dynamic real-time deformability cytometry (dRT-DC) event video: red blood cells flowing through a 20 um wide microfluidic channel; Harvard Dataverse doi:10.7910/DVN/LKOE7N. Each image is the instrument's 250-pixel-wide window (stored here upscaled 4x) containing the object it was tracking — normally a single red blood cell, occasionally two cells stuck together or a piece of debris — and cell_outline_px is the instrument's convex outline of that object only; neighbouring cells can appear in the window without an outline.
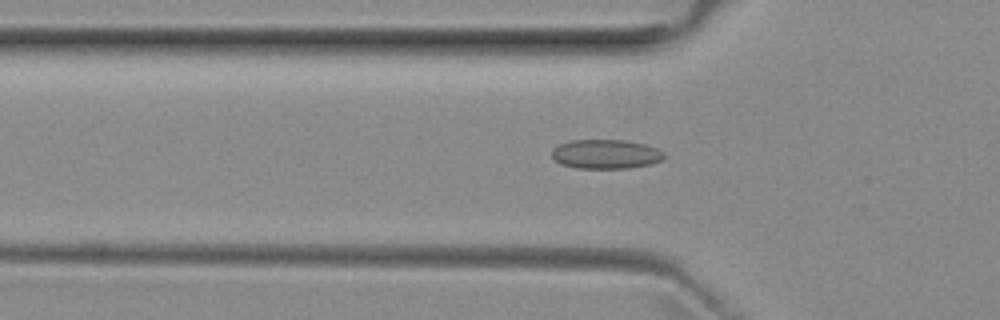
{"species": "common noctule bat (a hibernating species)", "species_latin": "Nyctalus noctula", "temperature_condition": "room temperature", "stored_images_in_passage": 52, "camera_frame_rate_fps": 3000, "um_per_image_px": 0.085, "animal": {"sex": "female", "body_mass_g": 29.2, "forearm_length_mm": 56.3}, "frame": {"image": 1, "passage_image": 17, "time_ms": 5.333, "image_size_px": [1000, 320], "cell_outline_px": [[664, 156], [660, 160], [652, 164], [628, 168], [576, 168], [560, 164], [552, 156], [552, 148], [560, 144], [572, 140], [628, 140], [644, 144], [656, 148], [664, 152]], "centroid_in_image_um": [51.48, 13.1], "position_along_channel_um": 74.3, "area_um2": 19.13}}
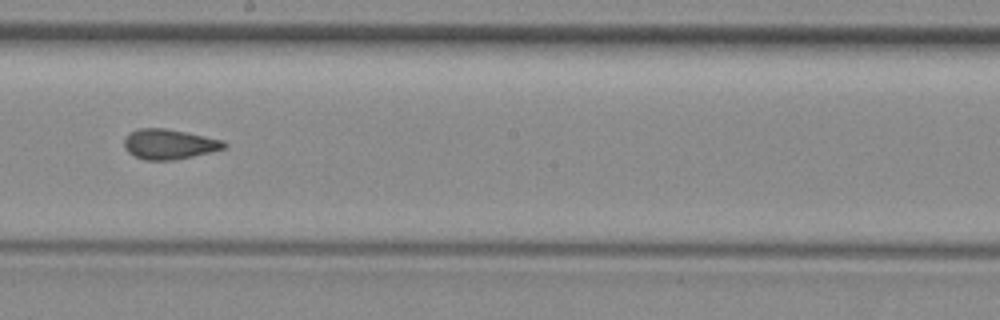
{"frame": {"image": 2, "passage_image": 29, "time_ms": 9.333, "image_size_px": [1000, 320], "cell_outline_px": [[228, 144], [224, 148], [192, 156], [172, 160], [144, 160], [128, 152], [124, 148], [124, 140], [128, 132], [140, 128], [164, 128], [224, 140]], "centroid_in_image_um": [14.34, 12.25], "position_along_channel_um": 233.9, "area_um2": 17.34}}
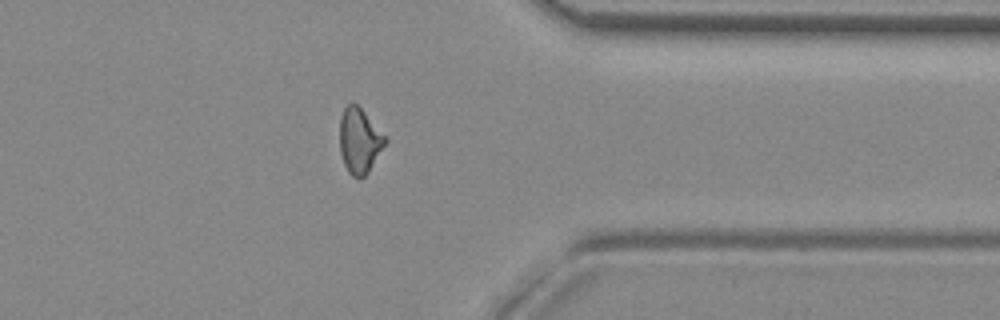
{"frame": {"image": 3, "passage_image": 41, "time_ms": 13.333, "image_size_px": [1000, 320], "cell_outline_px": [[388, 140], [368, 172], [364, 176], [352, 176], [348, 172], [344, 164], [340, 152], [340, 116], [344, 108], [352, 100], [388, 136]], "centroid_in_image_um": [30.57, 11.92], "position_along_channel_um": 380.8, "area_um2": 17.34}, "authors_computed_cell_mechanics": {"area_um2": 17.7735, "velocity_mm_per_s": 3.9712, "shape_relaxation_time_tau1_ms": null, "shape_relaxation_time_tau2_ms": 1.5173, "deformation_change_tau1": null, "deformation_change_tau2": 0.0822}}